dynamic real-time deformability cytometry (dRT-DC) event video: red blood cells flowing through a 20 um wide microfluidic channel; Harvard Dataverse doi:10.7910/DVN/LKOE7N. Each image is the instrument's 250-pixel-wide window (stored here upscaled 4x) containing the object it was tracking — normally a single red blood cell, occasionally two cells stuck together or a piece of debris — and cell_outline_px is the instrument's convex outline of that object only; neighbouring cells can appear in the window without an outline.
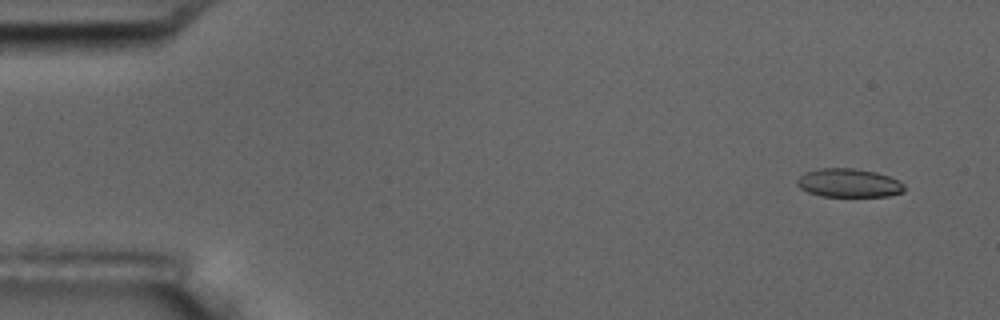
{"species": "common noctule bat (a hibernating species)", "species_latin": "Nyctalus noctula", "temperature_condition": "room temperature", "stored_images_in_passage": 6, "camera_frame_rate_fps": 3000, "um_per_image_px": 0.085, "animal": {"sex": "male", "body_mass_g": 17.5, "forearm_length_mm": 52.3}, "frame": {"image": 1, "passage_image": 1, "time_ms": 0.0, "image_size_px": [1000, 320], "cell_outline_px": [[904, 192], [888, 196], [820, 196], [808, 192], [800, 188], [796, 184], [796, 180], [800, 176], [808, 172], [820, 168], [856, 168], [876, 172], [888, 176], [904, 184]], "centroid_in_image_um": [72.14, 15.55], "position_along_channel_um": 12.9, "area_um2": 17.8}}
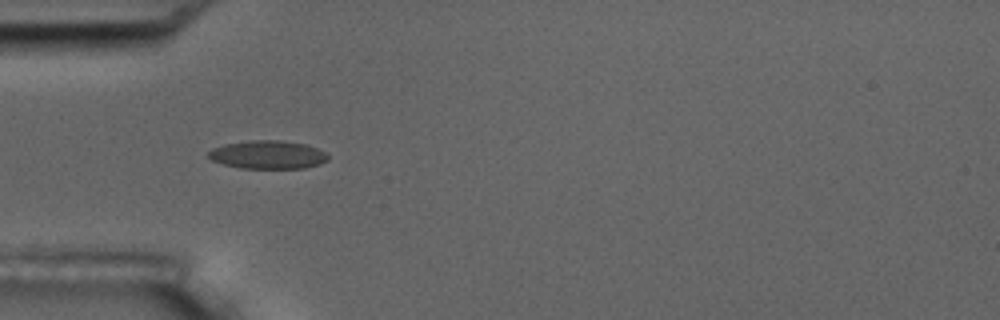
{"frame": {"image": 2, "passage_image": 5, "time_ms": 4.667, "image_size_px": [1000, 320], "cell_outline_px": [[328, 160], [320, 164], [304, 168], [240, 168], [224, 164], [212, 160], [208, 156], [208, 152], [212, 148], [224, 144], [248, 140], [280, 140], [304, 144], [316, 148], [324, 152], [328, 156]], "centroid_in_image_um": [22.74, 13.15], "position_along_channel_um": 62.3, "area_um2": 19.65}}